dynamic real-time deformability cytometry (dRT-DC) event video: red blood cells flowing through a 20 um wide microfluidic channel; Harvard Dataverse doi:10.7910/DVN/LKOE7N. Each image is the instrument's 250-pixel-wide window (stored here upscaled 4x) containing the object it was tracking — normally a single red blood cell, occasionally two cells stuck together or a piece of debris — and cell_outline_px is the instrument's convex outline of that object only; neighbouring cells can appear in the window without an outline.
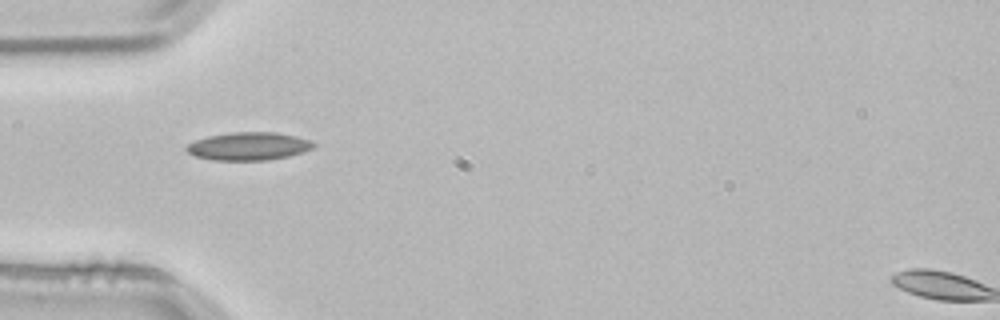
{"species": "common noctule bat (a hibernating species)", "species_latin": "Nyctalus noctula", "temperature_condition": "room temperature", "stored_images_in_passage": 1, "camera_frame_rate_fps": 3000, "um_per_image_px": 0.085, "animal": {"sex": "male", "body_mass_g": 21.5, "forearm_length_mm": 52.0}, "frame": {"image": 1, "passage_image": 1, "time_ms": 0.0, "image_size_px": [1000, 320], "cell_outline_px": [[316, 148], [304, 152], [288, 156], [268, 160], [212, 160], [196, 156], [188, 152], [184, 148], [188, 144], [196, 140], [208, 136], [232, 132], [276, 132], [296, 136], [312, 140], [316, 144]], "centroid_in_image_um": [21.19, 12.42], "position_along_channel_um": 63.8, "area_um2": 20.87}}